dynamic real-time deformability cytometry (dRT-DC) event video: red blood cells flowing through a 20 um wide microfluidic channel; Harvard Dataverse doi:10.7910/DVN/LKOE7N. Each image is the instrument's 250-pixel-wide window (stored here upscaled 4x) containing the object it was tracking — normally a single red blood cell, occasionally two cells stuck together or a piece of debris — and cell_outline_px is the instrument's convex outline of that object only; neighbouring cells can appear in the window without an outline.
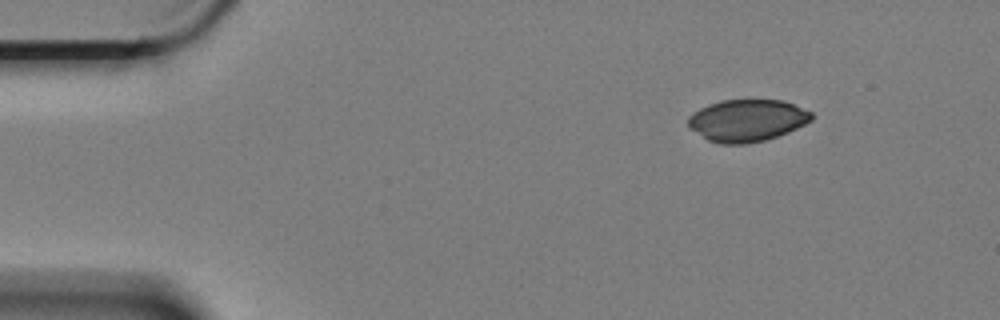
{"species": "Egyptian fruit bat (a non-hibernating species)", "species_latin": "Rousettus aegyptiacus", "temperature_condition": "cold", "stored_images_in_passage": 3, "camera_frame_rate_fps": 3000, "um_per_image_px": 0.085, "animal": {"sex": "female"}, "frame": {"image": 1, "passage_image": 1, "time_ms": 0.0, "image_size_px": [1000, 320], "cell_outline_px": [[812, 120], [788, 132], [764, 140], [744, 144], [720, 144], [708, 140], [692, 128], [688, 124], [688, 116], [700, 108], [720, 100], [780, 100], [792, 104], [812, 112]], "centroid_in_image_um": [63.5, 10.23], "position_along_channel_um": 21.5, "area_um2": 29.82}}
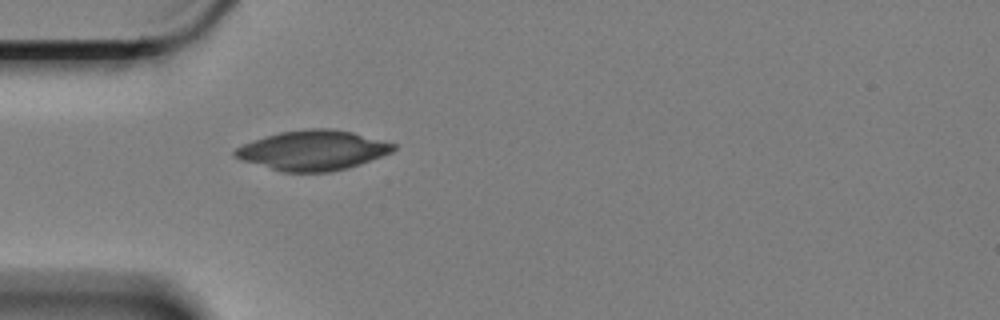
{"frame": {"image": 2, "passage_image": 3, "time_ms": 0.667, "image_size_px": [1000, 320], "cell_outline_px": [[396, 148], [392, 152], [360, 164], [348, 168], [328, 172], [280, 172], [240, 160], [232, 156], [232, 152], [236, 148], [244, 144], [280, 132], [304, 128], [328, 128], [352, 132], [396, 144]], "centroid_in_image_um": [26.57, 12.79], "position_along_channel_um": 58.4, "area_um2": 36.76}}